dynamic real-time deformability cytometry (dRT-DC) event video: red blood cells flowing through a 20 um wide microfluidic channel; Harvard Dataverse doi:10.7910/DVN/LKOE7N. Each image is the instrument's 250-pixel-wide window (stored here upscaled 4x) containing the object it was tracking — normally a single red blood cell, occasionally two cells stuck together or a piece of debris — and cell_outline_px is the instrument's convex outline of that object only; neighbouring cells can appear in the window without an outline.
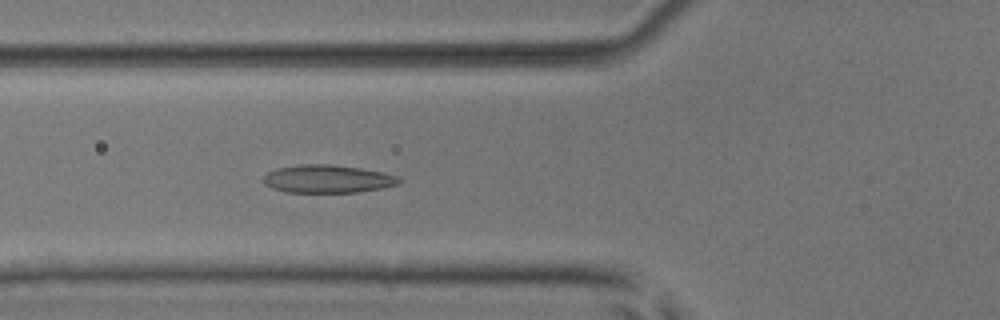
{"species": "common noctule bat (a hibernating species)", "species_latin": "Nyctalus noctula", "temperature_condition": "room temperature", "stored_images_in_passage": 51, "camera_frame_rate_fps": 3000, "um_per_image_px": 0.085, "animal": {"sex": "male", "body_mass_g": 17.9, "forearm_length_mm": 54.2}, "frame": {"image": 1, "passage_image": 19, "time_ms": 6.0, "image_size_px": [1000, 320], "cell_outline_px": [[400, 184], [380, 188], [356, 192], [284, 192], [272, 188], [264, 184], [264, 176], [268, 172], [276, 168], [300, 164], [328, 164], [360, 168], [380, 172], [396, 176], [400, 180]], "centroid_in_image_um": [27.79, 15.21], "position_along_channel_um": 98.0, "area_um2": 21.91}}
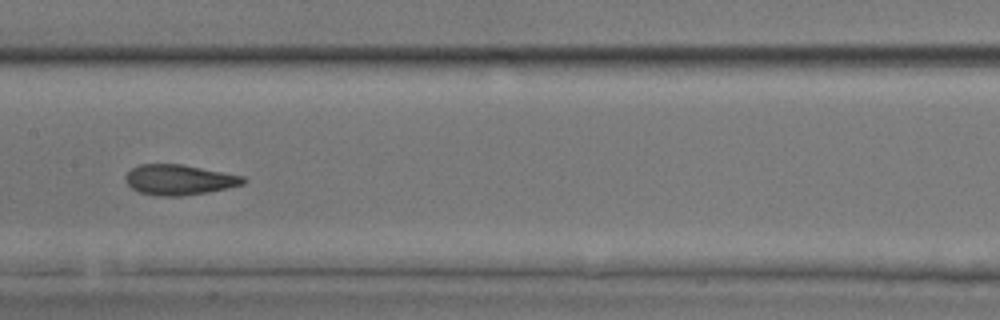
{"frame": {"image": 2, "passage_image": 26, "time_ms": 8.333, "image_size_px": [1000, 320], "cell_outline_px": [[248, 180], [244, 184], [208, 192], [180, 196], [156, 196], [140, 192], [132, 188], [124, 180], [124, 176], [132, 168], [140, 164], [180, 164], [244, 176]], "centroid_in_image_um": [15.22, 15.28], "position_along_channel_um": 192.2, "area_um2": 20.75}}
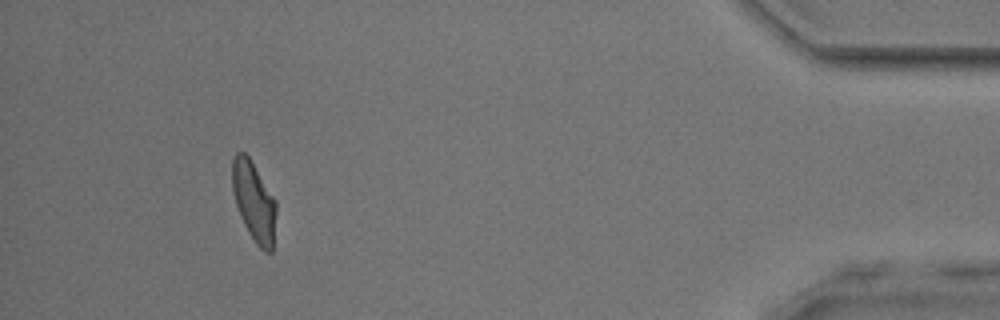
{"frame": {"image": 3, "passage_image": 47, "time_ms": 15.333, "image_size_px": [1000, 320], "cell_outline_px": [[276, 212], [272, 252], [264, 252], [256, 244], [248, 232], [240, 216], [232, 192], [232, 160], [236, 152], [244, 152], [248, 156], [276, 200]], "centroid_in_image_um": [21.58, 17.13], "position_along_channel_um": 413.6, "area_um2": 20.35}, "authors_computed_cell_mechanics": {"area_um2": 21.2704, "velocity_mm_per_s": 4.0366, "shape_relaxation_time_tau1_ms": 6.5931, "shape_relaxation_time_tau2_ms": 1.3583, "deformation_change_tau1": 0.1882, "deformation_change_tau2": 0.0703}}